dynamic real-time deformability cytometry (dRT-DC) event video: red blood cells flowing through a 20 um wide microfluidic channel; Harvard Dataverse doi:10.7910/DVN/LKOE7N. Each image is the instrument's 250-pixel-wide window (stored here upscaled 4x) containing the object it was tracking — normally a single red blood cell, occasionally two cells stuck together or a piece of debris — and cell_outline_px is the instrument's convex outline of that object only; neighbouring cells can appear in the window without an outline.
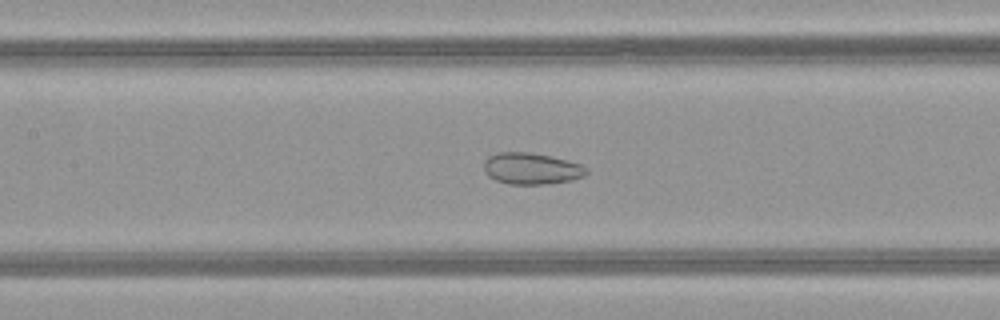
{"species": "common noctule bat (a hibernating species)", "species_latin": "Nyctalus noctula", "temperature_condition": "warm", "stored_images_in_passage": 38, "camera_frame_rate_fps": 3000, "um_per_image_px": 0.085, "animal": {"sex": "female", "body_mass_g": 21.9}, "frame": {"image": 1, "passage_image": 24, "time_ms": 7.667, "image_size_px": [1000, 320], "cell_outline_px": [[588, 172], [584, 176], [572, 180], [544, 184], [508, 184], [496, 180], [488, 176], [484, 172], [484, 160], [488, 156], [496, 152], [528, 152], [548, 156], [580, 164], [588, 168]], "centroid_in_image_um": [45.13, 14.33], "position_along_channel_um": 162.3, "area_um2": 18.79}}
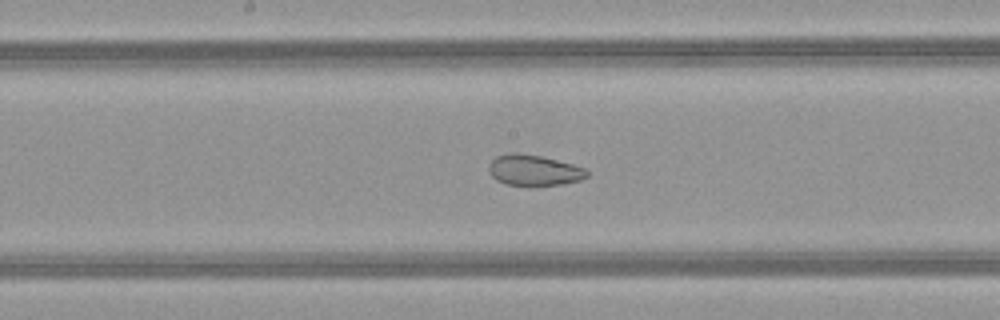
{"frame": {"image": 2, "passage_image": 27, "time_ms": 8.667, "image_size_px": [1000, 320], "cell_outline_px": [[588, 176], [580, 180], [564, 184], [536, 188], [532, 188], [504, 184], [496, 180], [488, 172], [488, 164], [496, 156], [512, 152], [516, 152], [544, 156], [572, 164], [584, 168], [588, 172]], "centroid_in_image_um": [45.36, 14.51], "position_along_channel_um": 202.8, "area_um2": 18.44}}
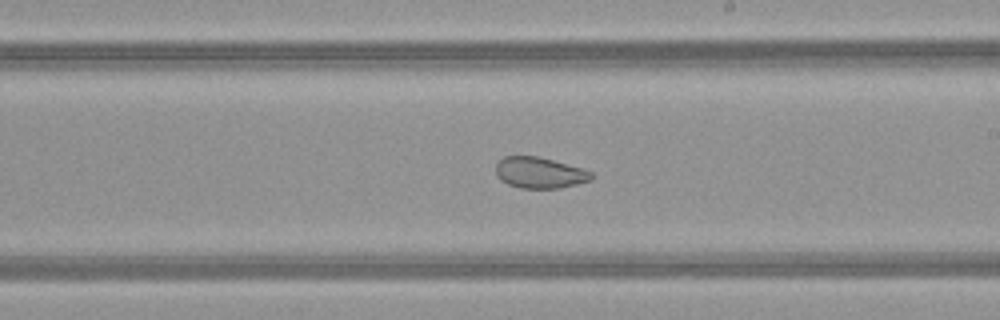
{"frame": {"image": 3, "passage_image": 30, "time_ms": 9.667, "image_size_px": [1000, 320], "cell_outline_px": [[596, 176], [592, 180], [560, 188], [520, 188], [508, 184], [500, 180], [496, 176], [496, 164], [504, 156], [536, 156], [552, 160], [580, 168], [592, 172]], "centroid_in_image_um": [45.86, 14.69], "position_along_channel_um": 243.1, "area_um2": 17.28}}